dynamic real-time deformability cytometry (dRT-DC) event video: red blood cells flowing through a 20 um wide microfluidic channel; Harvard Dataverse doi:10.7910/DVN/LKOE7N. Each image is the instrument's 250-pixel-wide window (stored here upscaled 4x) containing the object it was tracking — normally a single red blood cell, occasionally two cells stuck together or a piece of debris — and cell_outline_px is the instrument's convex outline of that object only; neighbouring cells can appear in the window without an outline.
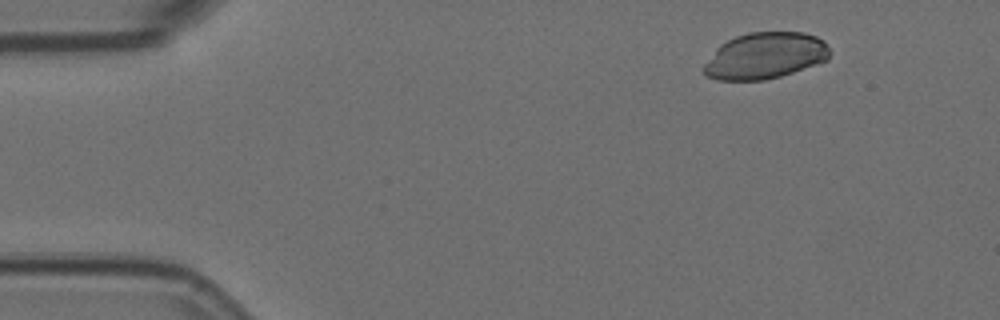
{"species": "Egyptian fruit bat (a non-hibernating species)", "species_latin": "Rousettus aegyptiacus", "temperature_condition": "room temperature", "stored_images_in_passage": 6, "camera_frame_rate_fps": 3000, "um_per_image_px": 0.085, "animal": {"sex": "female"}, "frame": {"image": 1, "passage_image": 2, "time_ms": 0.333, "image_size_px": [1000, 320], "cell_outline_px": [[828, 60], [780, 76], [764, 80], [716, 80], [708, 76], [704, 72], [704, 64], [716, 48], [720, 44], [736, 36], [748, 32], [804, 32], [816, 36], [824, 40], [828, 48]], "centroid_in_image_um": [65.02, 4.73], "position_along_channel_um": 20.0, "area_um2": 33.87}}